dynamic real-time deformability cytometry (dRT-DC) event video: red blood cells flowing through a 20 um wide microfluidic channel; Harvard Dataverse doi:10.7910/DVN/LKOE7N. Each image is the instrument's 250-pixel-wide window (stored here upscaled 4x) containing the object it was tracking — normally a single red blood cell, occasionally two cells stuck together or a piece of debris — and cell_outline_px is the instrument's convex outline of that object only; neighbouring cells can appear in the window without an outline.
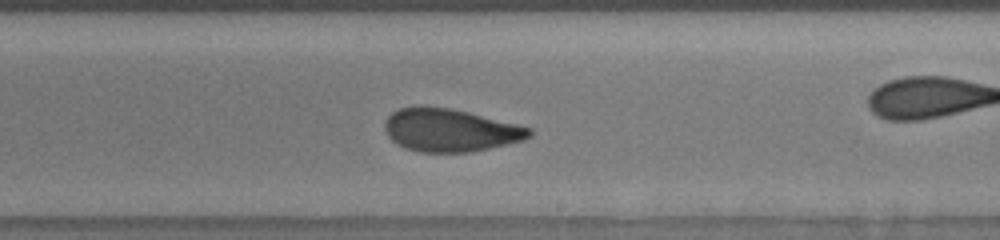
{"species": "human", "species_latin": "Homo sapiens", "temperature_condition": "room temperature", "stored_images_in_passage": 38, "camera_frame_rate_fps": 3000, "um_per_image_px": 0.085, "donor": {"sex": "male"}, "frame": {"image": 1, "passage_image": 22, "time_ms": 8.333, "image_size_px": [1000, 240], "cell_outline_px": [[532, 136], [524, 140], [472, 152], [420, 152], [404, 148], [396, 144], [388, 136], [384, 128], [384, 120], [392, 112], [400, 108], [452, 108], [532, 128]], "centroid_in_image_um": [38.26, 11.09], "position_along_channel_um": 250.7, "area_um2": 35.78}}
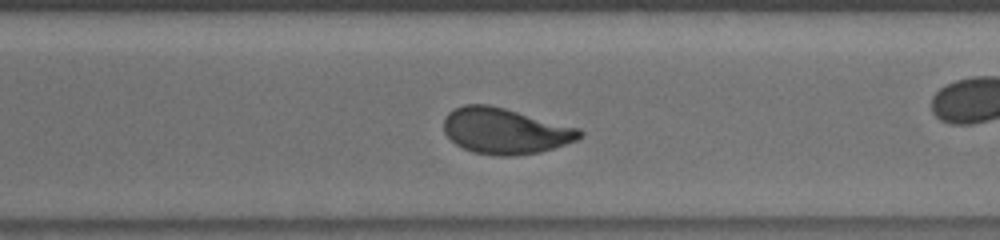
{"frame": {"image": 2, "passage_image": 27, "time_ms": 10.333, "image_size_px": [1000, 240], "cell_outline_px": [[584, 136], [576, 140], [540, 152], [516, 156], [496, 156], [472, 152], [456, 144], [444, 132], [444, 120], [448, 112], [464, 104], [488, 104], [504, 108], [580, 128], [584, 132]], "centroid_in_image_um": [42.94, 11.13], "position_along_channel_um": 327.7, "area_um2": 36.3}, "authors_computed_cell_mechanics": {"area_um2": 36.1828, "velocity_mm_per_s": 3.8557, "shape_relaxation_time_tau1_ms": null, "shape_relaxation_time_tau2_ms": 1.0495, "deformation_change_tau1": null, "deformation_change_tau2": 0.07}}